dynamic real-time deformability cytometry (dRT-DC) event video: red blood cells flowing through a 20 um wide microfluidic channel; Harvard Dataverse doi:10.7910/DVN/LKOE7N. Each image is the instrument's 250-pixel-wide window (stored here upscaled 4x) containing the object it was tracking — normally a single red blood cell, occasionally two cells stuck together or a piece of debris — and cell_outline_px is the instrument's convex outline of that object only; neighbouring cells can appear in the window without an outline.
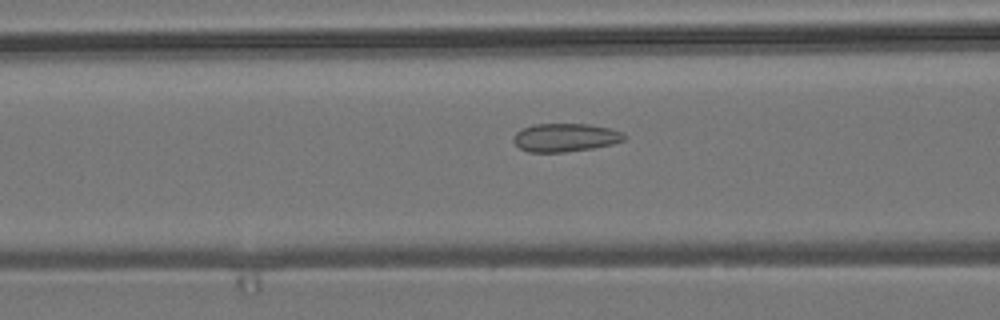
{"species": "common noctule bat (a hibernating species)", "species_latin": "Nyctalus noctula", "temperature_condition": "room temperature", "stored_images_in_passage": 35, "camera_frame_rate_fps": 3000, "um_per_image_px": 0.085, "animal": {"sex": "male", "body_mass_g": 19.2, "forearm_length_mm": 51.8}, "frame": {"image": 1, "passage_image": 8, "time_ms": 2.333, "image_size_px": [1000, 320], "cell_outline_px": [[628, 136], [624, 140], [612, 144], [592, 148], [564, 152], [528, 152], [520, 148], [512, 140], [512, 136], [520, 128], [532, 124], [588, 124], [608, 128], [624, 132]], "centroid_in_image_um": [48.02, 11.68], "position_along_channel_um": 118.6, "area_um2": 18.44}}
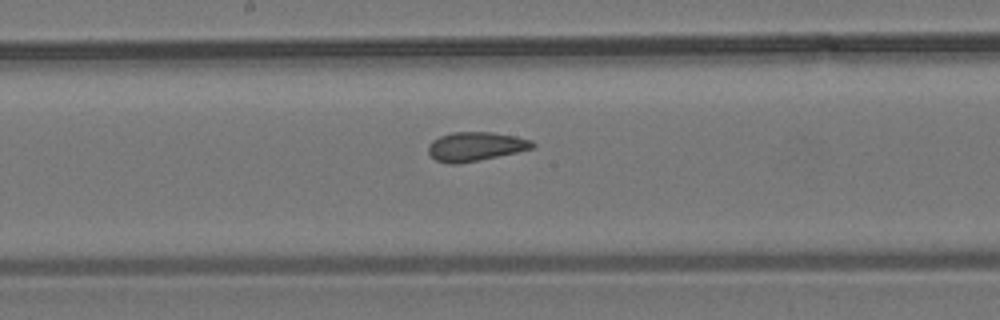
{"frame": {"image": 2, "passage_image": 15, "time_ms": 4.667, "image_size_px": [1000, 320], "cell_outline_px": [[536, 144], [532, 148], [516, 152], [480, 160], [456, 164], [448, 164], [436, 160], [428, 152], [428, 144], [432, 140], [440, 136], [452, 132], [492, 132], [516, 136], [532, 140]], "centroid_in_image_um": [40.41, 12.44], "position_along_channel_um": 207.8, "area_um2": 17.63}}
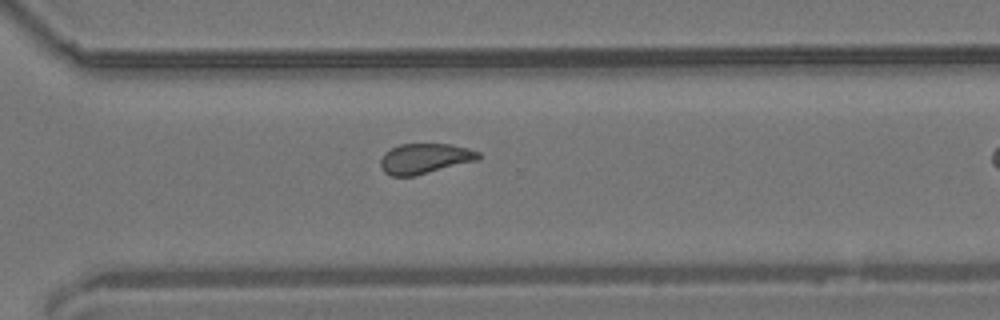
{"frame": {"image": 3, "passage_image": 25, "time_ms": 8.0, "image_size_px": [1000, 320], "cell_outline_px": [[480, 160], [416, 176], [392, 176], [384, 172], [380, 168], [380, 160], [384, 152], [400, 144], [452, 144], [468, 148], [480, 152]], "centroid_in_image_um": [36.12, 13.49], "position_along_channel_um": 334.5, "area_um2": 17.57}, "authors_computed_cell_mechanics": {"area_um2": 18.0914, "velocity_mm_per_s": 3.8106, "shape_relaxation_time_tau1_ms": null, "shape_relaxation_time_tau2_ms": 1.1876, "deformation_change_tau1": null, "deformation_change_tau2": 0.0688}}